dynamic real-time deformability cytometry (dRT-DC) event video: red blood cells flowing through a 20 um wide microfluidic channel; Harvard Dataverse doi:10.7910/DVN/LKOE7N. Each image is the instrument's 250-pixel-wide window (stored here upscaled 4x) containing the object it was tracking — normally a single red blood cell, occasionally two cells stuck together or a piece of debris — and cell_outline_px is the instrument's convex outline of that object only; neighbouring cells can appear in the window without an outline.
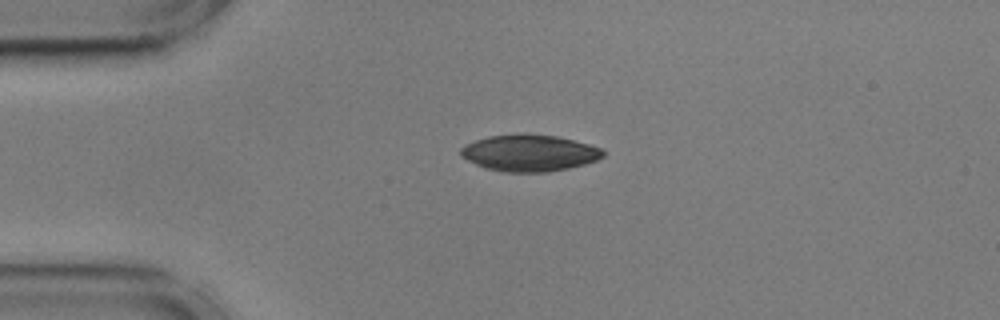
{"species": "common noctule bat (a hibernating species)", "species_latin": "Nyctalus noctula", "temperature_condition": "cold", "stored_images_in_passage": 44, "camera_frame_rate_fps": 3000, "um_per_image_px": 0.085, "animal": {"sex": "male", "body_mass_g": 17.9, "forearm_length_mm": 54.2}, "frame": {"image": 1, "passage_image": 1, "time_ms": 0.0, "image_size_px": [1000, 320], "cell_outline_px": [[604, 156], [596, 160], [584, 164], [568, 168], [548, 172], [504, 172], [484, 168], [460, 156], [460, 148], [464, 144], [488, 136], [524, 132], [528, 132], [556, 136], [588, 144], [600, 148], [604, 152]], "centroid_in_image_um": [44.95, 12.99], "position_along_channel_um": 40.0, "area_um2": 30.63}}
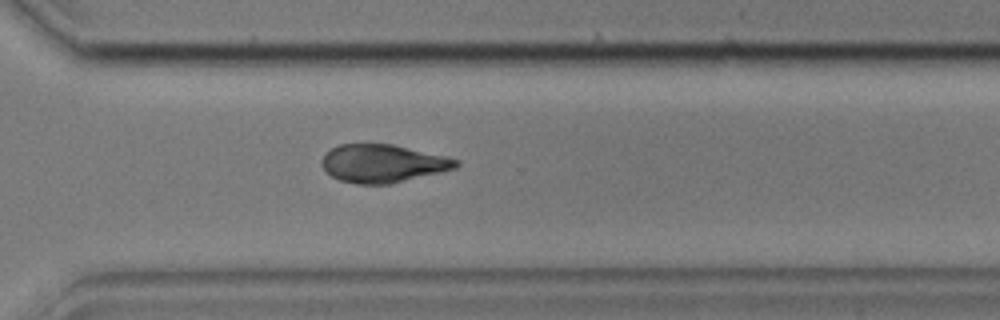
{"frame": {"image": 2, "passage_image": 28, "time_ms": 9.0, "image_size_px": [1000, 320], "cell_outline_px": [[460, 164], [456, 168], [392, 184], [356, 184], [340, 180], [332, 176], [320, 164], [324, 156], [332, 148], [340, 144], [392, 144], [444, 156], [460, 160]], "centroid_in_image_um": [32.55, 13.9], "position_along_channel_um": 338.1, "area_um2": 29.54}}
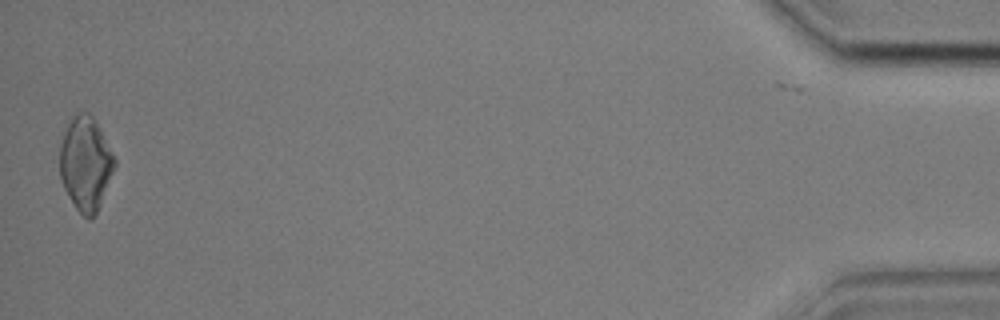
{"frame": {"image": 3, "passage_image": 43, "time_ms": 14.0, "image_size_px": [1000, 320], "cell_outline_px": [[116, 164], [100, 204], [92, 220], [88, 220], [76, 208], [68, 196], [64, 188], [60, 176], [60, 144], [64, 132], [72, 116], [76, 112], [88, 112], [92, 116], [104, 136], [116, 160]], "centroid_in_image_um": [7.26, 13.9], "position_along_channel_um": 427.9, "area_um2": 29.71}}